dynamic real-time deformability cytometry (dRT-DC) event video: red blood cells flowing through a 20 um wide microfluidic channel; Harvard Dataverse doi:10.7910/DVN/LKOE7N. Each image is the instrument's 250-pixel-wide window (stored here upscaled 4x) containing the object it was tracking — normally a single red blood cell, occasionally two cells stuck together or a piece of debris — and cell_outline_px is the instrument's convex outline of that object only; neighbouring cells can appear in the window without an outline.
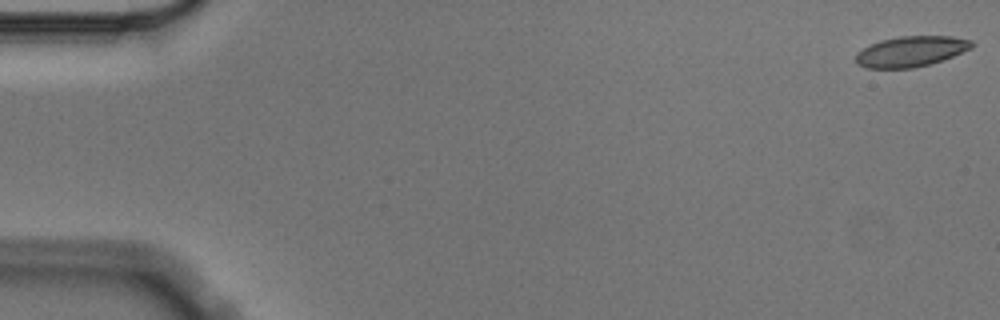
{"species": "Egyptian fruit bat (a non-hibernating species)", "species_latin": "Rousettus aegyptiacus", "temperature_condition": "cold", "stored_images_in_passage": 6, "camera_frame_rate_fps": 3000, "um_per_image_px": 0.085, "animal": {"sex": "male"}, "frame": {"image": 1, "passage_image": 1, "time_ms": 0.0, "image_size_px": [1000, 320], "cell_outline_px": [[972, 48], [952, 56], [928, 64], [912, 68], [868, 68], [856, 64], [856, 52], [880, 40], [900, 36], [952, 36], [972, 40]], "centroid_in_image_um": [77.41, 4.36], "position_along_channel_um": 7.6, "area_um2": 20.4}}
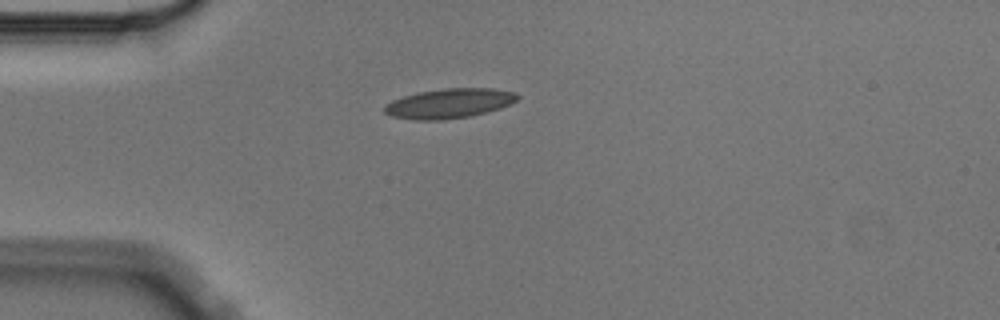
{"frame": {"image": 2, "passage_image": 5, "time_ms": 1.333, "image_size_px": [1000, 320], "cell_outline_px": [[520, 96], [516, 100], [500, 108], [468, 116], [440, 120], [412, 120], [392, 116], [384, 112], [384, 104], [392, 100], [416, 92], [444, 88], [492, 88], [516, 92]], "centroid_in_image_um": [38.14, 8.78], "position_along_channel_um": 46.9, "area_um2": 22.95}}
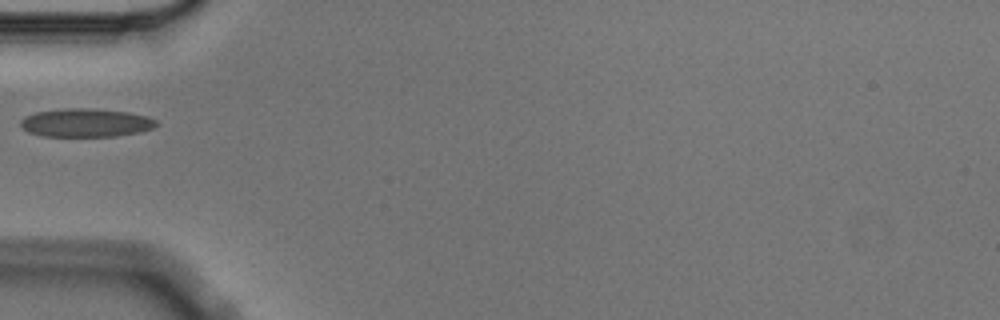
{"frame": {"image": 3, "passage_image": 6, "time_ms": 1.667, "image_size_px": [1000, 320], "cell_outline_px": [[156, 124], [152, 128], [140, 132], [116, 136], [44, 136], [28, 132], [20, 124], [20, 120], [24, 116], [36, 112], [64, 108], [92, 108], [128, 112], [148, 116], [156, 120]], "centroid_in_image_um": [7.29, 10.42], "position_along_channel_um": 77.7, "area_um2": 22.48}}